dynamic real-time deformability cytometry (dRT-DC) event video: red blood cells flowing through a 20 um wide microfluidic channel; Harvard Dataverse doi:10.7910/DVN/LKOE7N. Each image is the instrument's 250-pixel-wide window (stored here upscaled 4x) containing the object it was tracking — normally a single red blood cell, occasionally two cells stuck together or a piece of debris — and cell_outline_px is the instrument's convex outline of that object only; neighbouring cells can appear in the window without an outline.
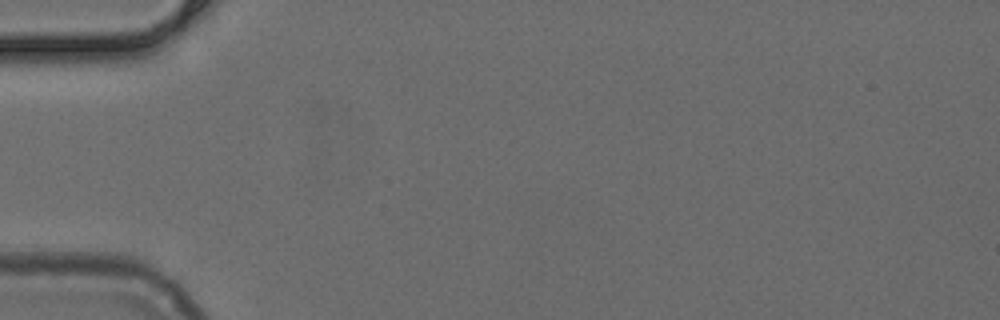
{"species": "common noctule bat (a hibernating species)", "species_latin": "Nyctalus noctula", "temperature_condition": "cold", "stored_images_in_passage": 1, "camera_frame_rate_fps": 3000, "um_per_image_px": 0.085, "animal": {"sex": "female", "body_mass_g": 24.6, "forearm_length_mm": 56.2}, "frame": {"image": 1, "passage_image": 1, "time_ms": 0.0, "image_size_px": [1000, 320], "cell_outline_px": [[152, 44], [136, 56], [116, 60], [28, 60], [28, 48], [144, 44]], "centroid_in_image_um": [7.37, 4.47], "position_along_channel_um": 77.6, "area_um2": 11.21}}